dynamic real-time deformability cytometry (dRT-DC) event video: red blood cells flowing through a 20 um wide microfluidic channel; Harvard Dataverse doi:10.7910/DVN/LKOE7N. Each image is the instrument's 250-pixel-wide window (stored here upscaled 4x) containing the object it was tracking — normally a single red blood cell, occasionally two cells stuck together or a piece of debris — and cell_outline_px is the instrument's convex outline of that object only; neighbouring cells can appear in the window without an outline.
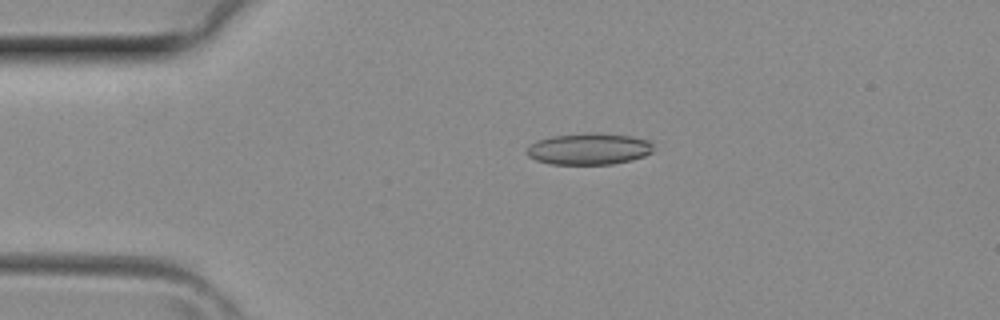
{"species": "common noctule bat (a hibernating species)", "species_latin": "Nyctalus noctula", "temperature_condition": "room temperature", "stored_images_in_passage": 3, "camera_frame_rate_fps": 3000, "um_per_image_px": 0.085, "animal": {"sex": "female", "body_mass_g": 29.2, "forearm_length_mm": 56.3}, "frame": {"image": 1, "passage_image": 1, "time_ms": 0.0, "image_size_px": [1000, 320], "cell_outline_px": [[652, 152], [644, 156], [632, 160], [612, 164], [548, 164], [536, 160], [528, 156], [528, 144], [536, 140], [552, 136], [592, 132], [632, 136], [652, 140]], "centroid_in_image_um": [50.07, 12.65], "position_along_channel_um": 34.9, "area_um2": 23.47}}
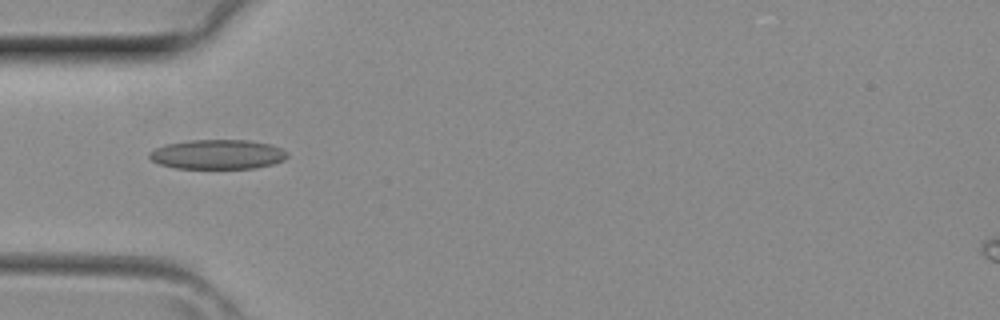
{"frame": {"image": 2, "passage_image": 2, "time_ms": 0.333, "image_size_px": [1000, 320], "cell_outline_px": [[288, 156], [284, 160], [272, 164], [252, 168], [176, 168], [160, 164], [152, 160], [148, 156], [148, 152], [164, 144], [188, 140], [252, 140], [272, 144], [288, 152]], "centroid_in_image_um": [18.5, 13.11], "position_along_channel_um": 66.5, "area_um2": 23.87}}
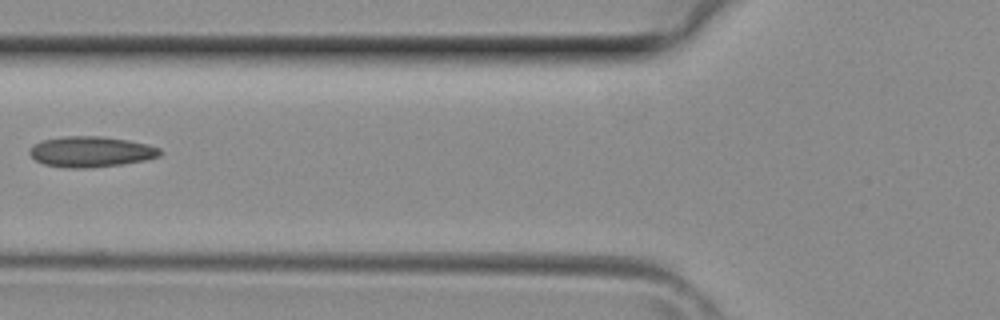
{"frame": {"image": 3, "passage_image": 3, "time_ms": 0.667, "image_size_px": [1000, 320], "cell_outline_px": [[160, 156], [144, 160], [124, 164], [88, 168], [64, 168], [44, 164], [36, 160], [28, 152], [36, 144], [44, 140], [64, 136], [100, 136], [128, 140], [148, 144], [160, 148]], "centroid_in_image_um": [7.75, 12.9], "position_along_channel_um": 118.0, "area_um2": 23.18}}